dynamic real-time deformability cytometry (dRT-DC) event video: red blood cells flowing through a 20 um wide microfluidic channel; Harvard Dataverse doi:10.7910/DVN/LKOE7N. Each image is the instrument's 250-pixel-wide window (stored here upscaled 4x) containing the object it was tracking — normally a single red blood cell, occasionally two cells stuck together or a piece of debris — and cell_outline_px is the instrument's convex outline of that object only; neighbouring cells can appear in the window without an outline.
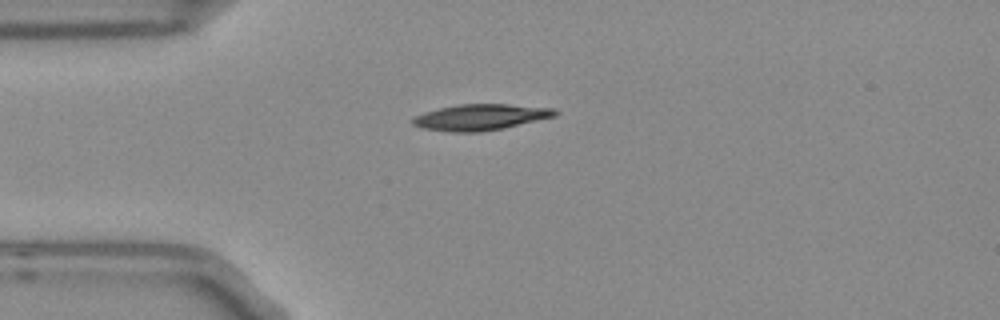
{"species": "Egyptian fruit bat (a non-hibernating species)", "species_latin": "Rousettus aegyptiacus", "temperature_condition": "room temperature", "stored_images_in_passage": 1, "camera_frame_rate_fps": 3000, "um_per_image_px": 0.085, "frame": {"image": 1, "passage_image": 1, "time_ms": 0.0, "image_size_px": [1000, 320], "cell_outline_px": [[560, 112], [556, 116], [504, 128], [480, 132], [452, 132], [420, 128], [412, 124], [412, 120], [416, 116], [424, 112], [440, 108], [460, 104], [508, 104], [556, 108]], "centroid_in_image_um": [40.88, 9.96], "position_along_channel_um": 44.1, "area_um2": 21.68}}